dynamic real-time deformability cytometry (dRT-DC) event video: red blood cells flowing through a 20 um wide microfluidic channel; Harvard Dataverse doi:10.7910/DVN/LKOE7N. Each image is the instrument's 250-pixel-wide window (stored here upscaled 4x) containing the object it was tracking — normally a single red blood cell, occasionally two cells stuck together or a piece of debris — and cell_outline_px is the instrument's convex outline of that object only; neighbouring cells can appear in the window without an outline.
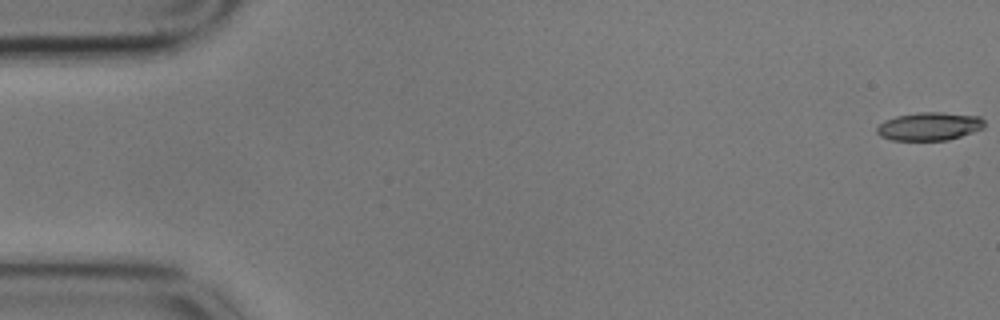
{"species": "common noctule bat (a hibernating species)", "species_latin": "Nyctalus noctula", "temperature_condition": "cold", "stored_images_in_passage": 57, "camera_frame_rate_fps": 3000, "um_per_image_px": 0.085, "animal": {"sex": "male", "body_mass_g": 17.9}, "frame": {"image": 1, "passage_image": 1, "time_ms": 0.0, "image_size_px": [1000, 320], "cell_outline_px": [[984, 128], [948, 140], [892, 140], [880, 136], [876, 132], [876, 128], [884, 120], [896, 116], [916, 112], [940, 112], [980, 116], [984, 120]], "centroid_in_image_um": [78.98, 10.73], "position_along_channel_um": 6.0, "area_um2": 17.69}}
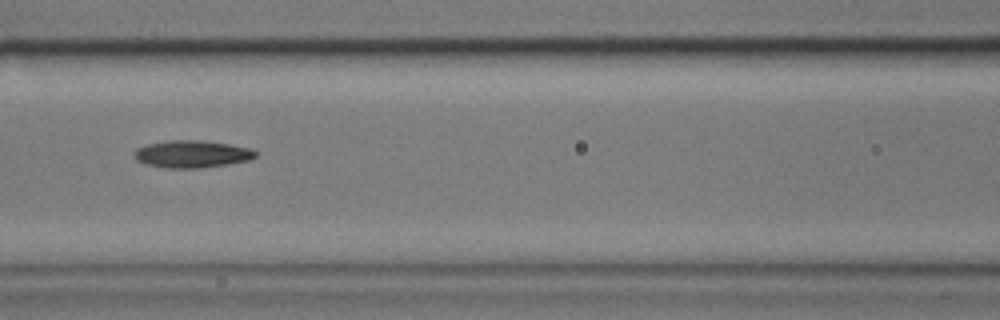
{"frame": {"image": 2, "passage_image": 25, "time_ms": 8.0, "image_size_px": [1000, 320], "cell_outline_px": [[256, 156], [248, 160], [228, 164], [200, 168], [164, 168], [148, 164], [136, 160], [132, 156], [132, 152], [136, 148], [148, 144], [168, 140], [200, 140], [228, 144], [252, 148], [256, 152]], "centroid_in_image_um": [16.27, 13.09], "position_along_channel_um": 150.3, "area_um2": 19.36}}
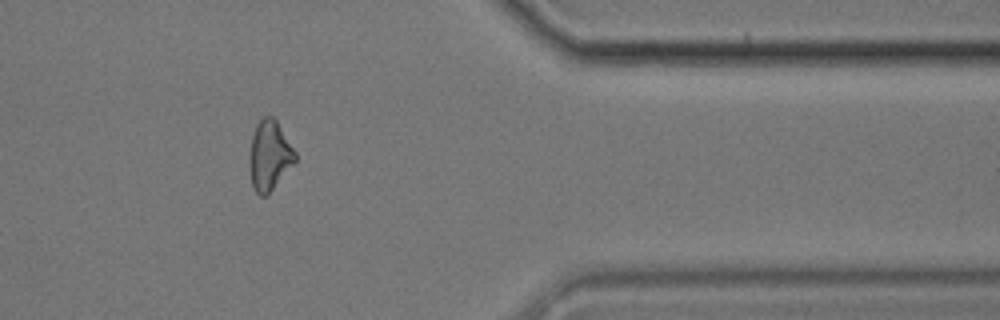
{"frame": {"image": 3, "passage_image": 47, "time_ms": 15.333, "image_size_px": [1000, 320], "cell_outline_px": [[296, 160], [268, 196], [260, 196], [256, 192], [252, 184], [248, 168], [248, 156], [252, 136], [256, 124], [264, 116], [272, 116], [276, 120], [296, 152]], "centroid_in_image_um": [22.88, 13.24], "position_along_channel_um": 388.5, "area_um2": 18.79}, "authors_computed_cell_mechanics": {"area_um2": 18.8428, "velocity_mm_per_s": 3.5254, "shape_relaxation_time_tau1_ms": 4.3735, "shape_relaxation_time_tau2_ms": null, "deformation_change_tau1": 0.1327, "deformation_change_tau2": null}}